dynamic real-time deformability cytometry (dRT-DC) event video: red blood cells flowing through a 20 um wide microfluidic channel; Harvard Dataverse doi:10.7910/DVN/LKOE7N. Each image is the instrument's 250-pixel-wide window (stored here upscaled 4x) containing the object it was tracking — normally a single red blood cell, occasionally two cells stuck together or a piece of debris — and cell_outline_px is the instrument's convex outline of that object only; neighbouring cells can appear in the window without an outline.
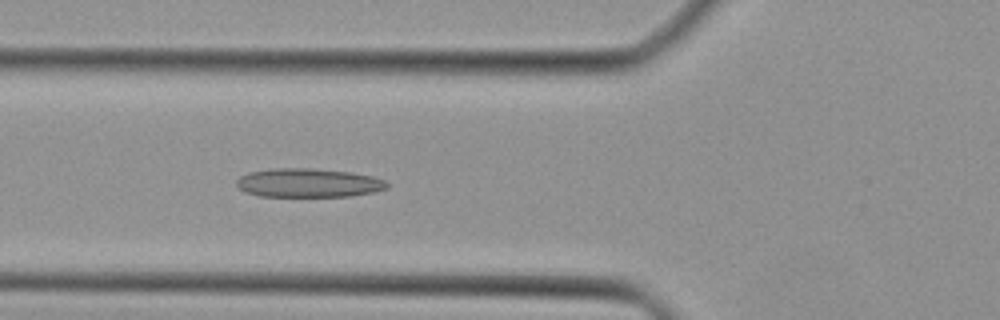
{"species": "Egyptian fruit bat (a non-hibernating species)", "species_latin": "Rousettus aegyptiacus", "temperature_condition": "cold", "stored_images_in_passage": 34, "camera_frame_rate_fps": 3000, "um_per_image_px": 0.085, "animal": {"sex": "female"}, "frame": {"image": 1, "passage_image": 10, "time_ms": 3.0, "image_size_px": [1000, 320], "cell_outline_px": [[388, 188], [372, 192], [352, 196], [260, 196], [244, 192], [236, 184], [236, 180], [240, 176], [248, 172], [272, 168], [308, 168], [352, 172], [372, 176], [384, 180], [388, 184]], "centroid_in_image_um": [26.19, 15.54], "position_along_channel_um": 99.6, "area_um2": 25.32}}
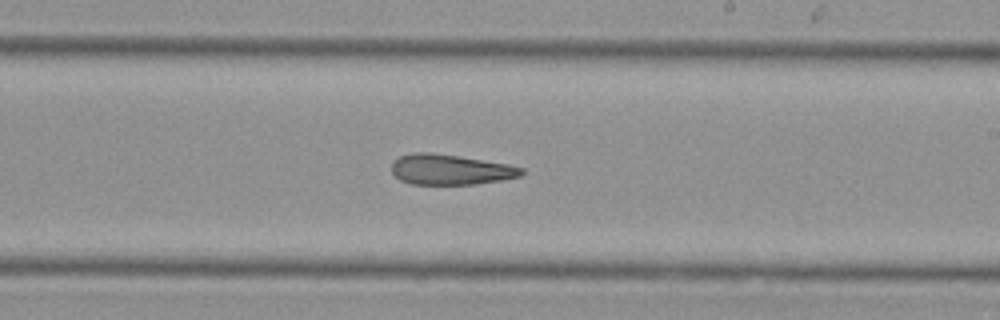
{"frame": {"image": 2, "passage_image": 20, "time_ms": 6.333, "image_size_px": [1000, 320], "cell_outline_px": [[524, 172], [520, 176], [500, 180], [476, 184], [412, 184], [400, 180], [392, 172], [392, 160], [400, 156], [412, 152], [432, 152], [508, 164], [524, 168]], "centroid_in_image_um": [38.25, 14.4], "position_along_channel_um": 250.7, "area_um2": 22.95}}
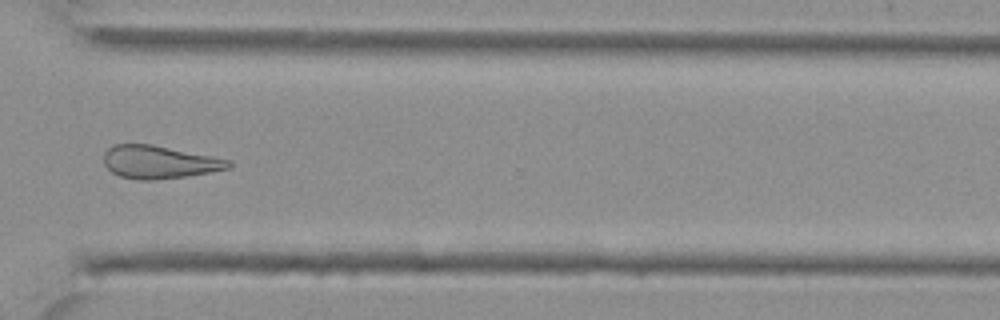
{"frame": {"image": 3, "passage_image": 27, "time_ms": 8.667, "image_size_px": [1000, 320], "cell_outline_px": [[232, 164], [228, 168], [208, 172], [184, 176], [152, 180], [140, 180], [120, 176], [112, 172], [104, 164], [104, 152], [112, 144], [152, 144], [232, 160]], "centroid_in_image_um": [13.5, 13.76], "position_along_channel_um": 357.1, "area_um2": 23.76}}